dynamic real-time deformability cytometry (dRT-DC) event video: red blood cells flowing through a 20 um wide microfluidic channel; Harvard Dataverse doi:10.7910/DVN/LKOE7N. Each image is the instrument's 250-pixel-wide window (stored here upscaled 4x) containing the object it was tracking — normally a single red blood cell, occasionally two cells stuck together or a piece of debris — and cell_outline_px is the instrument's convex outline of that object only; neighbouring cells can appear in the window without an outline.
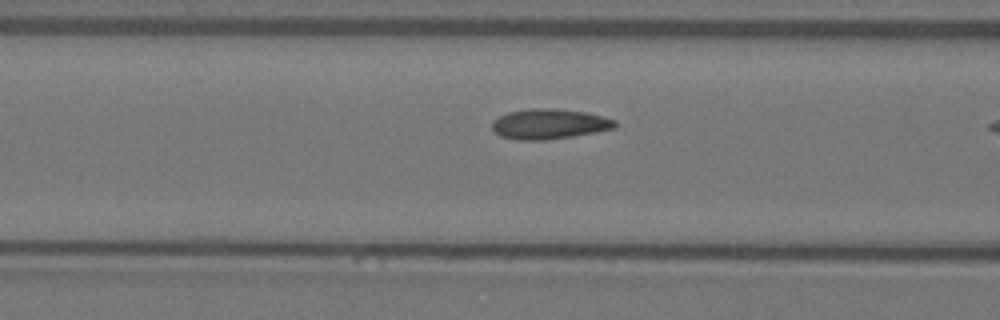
{"species": "Egyptian fruit bat (a non-hibernating species)", "species_latin": "Rousettus aegyptiacus", "temperature_condition": "warm", "stored_images_in_passage": 7, "camera_frame_rate_fps": 3000, "um_per_image_px": 0.085, "animal": {"sex": "female"}, "frame": {"image": 1, "passage_image": 5, "time_ms": 1.333, "image_size_px": [1000, 320], "cell_outline_px": [[616, 128], [572, 136], [544, 140], [520, 140], [500, 136], [492, 128], [492, 120], [508, 112], [528, 108], [556, 108], [584, 112], [616, 120]], "centroid_in_image_um": [46.66, 10.53], "position_along_channel_um": 119.9, "area_um2": 21.5}}